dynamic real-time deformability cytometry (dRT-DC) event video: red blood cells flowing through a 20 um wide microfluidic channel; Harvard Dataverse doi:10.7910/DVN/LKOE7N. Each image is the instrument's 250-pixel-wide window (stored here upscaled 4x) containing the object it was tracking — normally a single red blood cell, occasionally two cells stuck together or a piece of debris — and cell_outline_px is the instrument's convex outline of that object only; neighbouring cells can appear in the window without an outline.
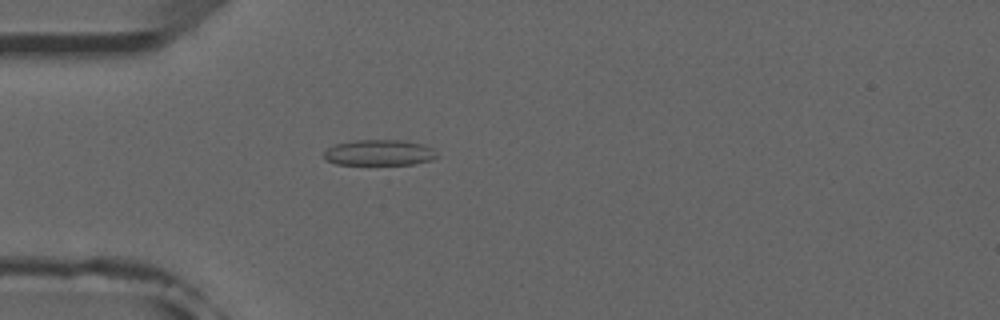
{"species": "common noctule bat (a hibernating species)", "species_latin": "Nyctalus noctula", "temperature_condition": "room temperature", "stored_images_in_passage": 52, "camera_frame_rate_fps": 3000, "um_per_image_px": 0.085, "animal": {"sex": "male", "forearm_length_mm": 52.5}, "frame": {"image": 1, "passage_image": 15, "time_ms": 4.667, "image_size_px": [1000, 320], "cell_outline_px": [[440, 156], [432, 160], [412, 164], [336, 164], [324, 160], [324, 152], [328, 148], [336, 144], [356, 140], [400, 140], [424, 144], [432, 148]], "centroid_in_image_um": [32.26, 12.97], "position_along_channel_um": 52.7, "area_um2": 16.99}}
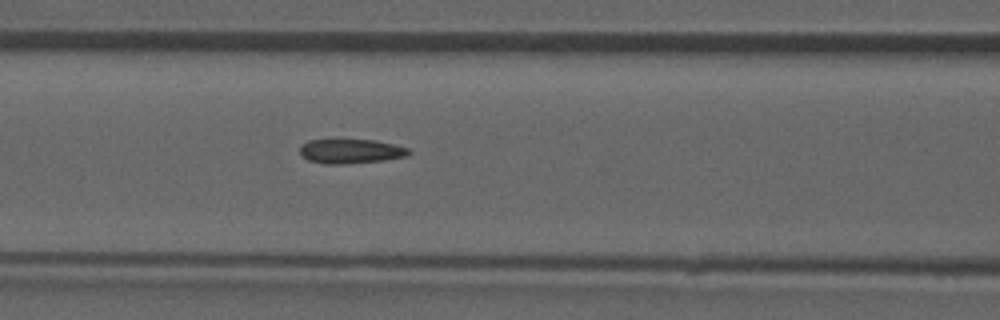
{"frame": {"image": 2, "passage_image": 22, "time_ms": 7.0, "image_size_px": [1000, 320], "cell_outline_px": [[412, 152], [408, 156], [384, 160], [344, 164], [324, 164], [308, 160], [300, 156], [300, 148], [308, 140], [376, 140], [408, 148]], "centroid_in_image_um": [29.82, 12.86], "position_along_channel_um": 136.8, "area_um2": 15.49}}
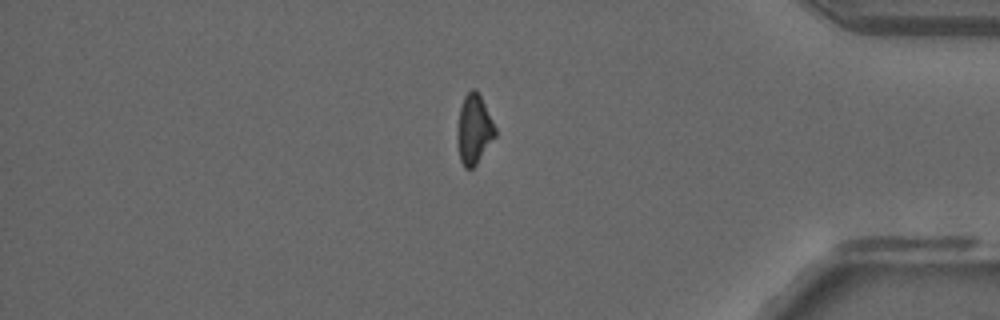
{"frame": {"image": 3, "passage_image": 44, "time_ms": 14.333, "image_size_px": [1000, 320], "cell_outline_px": [[496, 136], [476, 164], [472, 168], [464, 168], [460, 160], [456, 140], [456, 132], [460, 104], [464, 96], [472, 88], [476, 88], [496, 128]], "centroid_in_image_um": [40.26, 10.99], "position_along_channel_um": 394.9, "area_um2": 15.49}, "authors_computed_cell_mechanics": {"area_um2": 16.0973, "velocity_mm_per_s": 3.9345, "shape_relaxation_time_tau1_ms": null, "shape_relaxation_time_tau2_ms": 3.0658, "deformation_change_tau1": null, "deformation_change_tau2": 0.0912}}